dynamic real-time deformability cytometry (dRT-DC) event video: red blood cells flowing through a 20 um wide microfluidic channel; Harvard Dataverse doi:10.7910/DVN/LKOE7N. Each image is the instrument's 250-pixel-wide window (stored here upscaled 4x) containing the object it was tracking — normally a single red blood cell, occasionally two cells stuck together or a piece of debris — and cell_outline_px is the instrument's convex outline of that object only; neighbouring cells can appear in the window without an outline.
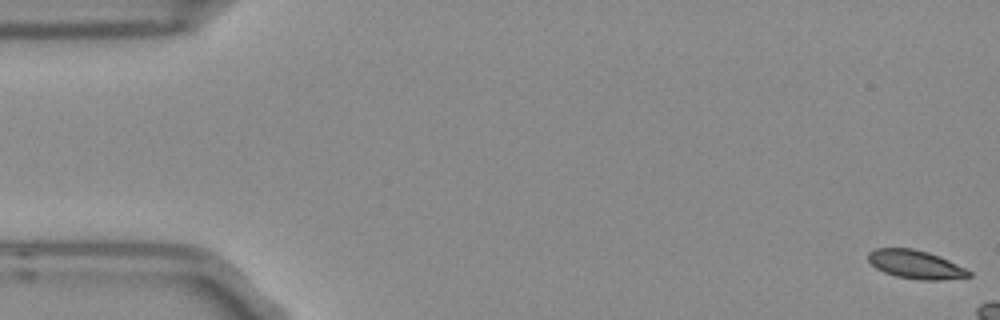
{"species": "Egyptian fruit bat (a non-hibernating species)", "species_latin": "Rousettus aegyptiacus", "temperature_condition": "room temperature", "stored_images_in_passage": 3, "camera_frame_rate_fps": 3000, "um_per_image_px": 0.085, "frame": {"image": 1, "passage_image": 1, "time_ms": 0.0, "image_size_px": [1000, 320], "cell_outline_px": [[972, 276], [940, 280], [920, 280], [896, 276], [884, 272], [876, 268], [868, 260], [868, 252], [876, 248], [912, 248], [928, 252], [940, 256], [972, 272]], "centroid_in_image_um": [77.82, 22.47], "position_along_channel_um": 7.2, "area_um2": 16.65}}